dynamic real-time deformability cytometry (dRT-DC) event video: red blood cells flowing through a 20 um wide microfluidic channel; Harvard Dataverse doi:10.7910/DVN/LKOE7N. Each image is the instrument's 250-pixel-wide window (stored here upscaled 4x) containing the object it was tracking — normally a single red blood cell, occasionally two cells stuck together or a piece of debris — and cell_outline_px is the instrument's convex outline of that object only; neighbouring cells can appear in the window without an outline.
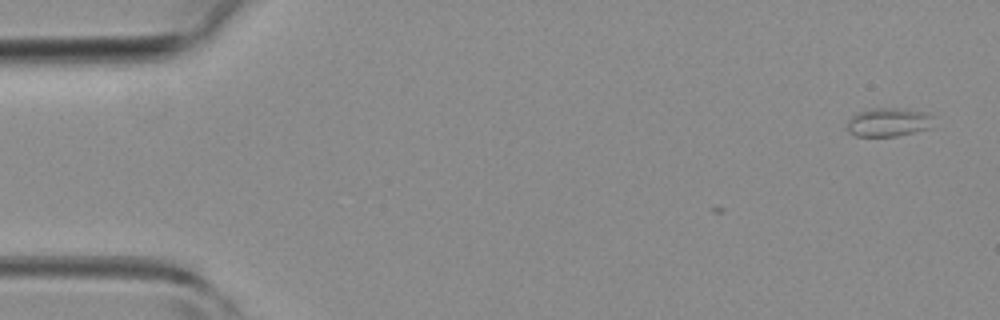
{"species": "common noctule bat (a hibernating species)", "species_latin": "Nyctalus noctula", "temperature_condition": "room temperature", "stored_images_in_passage": 2, "camera_frame_rate_fps": 3000, "um_per_image_px": 0.085, "animal": {"sex": "female", "body_mass_g": 19.3, "forearm_length_mm": 54.1}, "frame": {"image": 1, "passage_image": 2, "time_ms": 1.0, "image_size_px": [1000, 320], "cell_outline_px": [[932, 128], [896, 136], [856, 136], [848, 132], [848, 120], [852, 116], [860, 112], [872, 108], [900, 108], [928, 112], [932, 116]], "centroid_in_image_um": [75.55, 10.38], "position_along_channel_um": 9.5, "area_um2": 14.45}}